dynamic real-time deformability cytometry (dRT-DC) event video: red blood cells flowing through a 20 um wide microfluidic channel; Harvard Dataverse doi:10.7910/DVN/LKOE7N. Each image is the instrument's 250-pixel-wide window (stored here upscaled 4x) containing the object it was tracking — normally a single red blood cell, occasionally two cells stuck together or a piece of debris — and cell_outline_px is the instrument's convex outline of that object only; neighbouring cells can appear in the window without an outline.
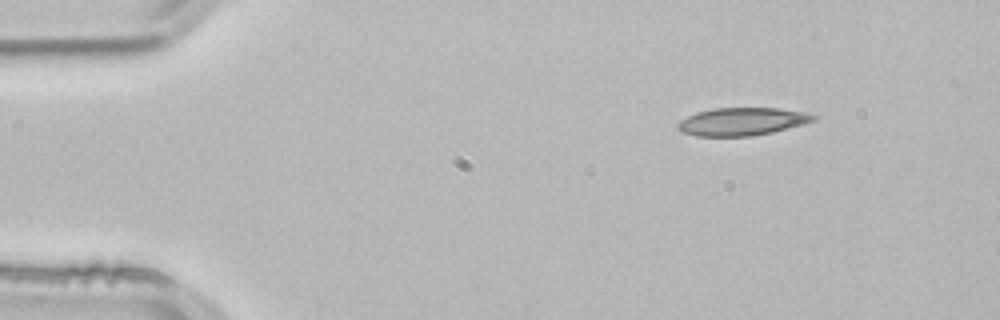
{"species": "common noctule bat (a hibernating species)", "species_latin": "Nyctalus noctula", "temperature_condition": "room temperature", "stored_images_in_passage": 3, "camera_frame_rate_fps": 3000, "um_per_image_px": 0.085, "animal": {"sex": "male", "body_mass_g": 21.5, "forearm_length_mm": 52.0}, "frame": {"image": 1, "passage_image": 1, "time_ms": 0.0, "image_size_px": [1000, 320], "cell_outline_px": [[820, 116], [816, 120], [804, 124], [772, 132], [752, 136], [696, 136], [684, 132], [676, 128], [676, 124], [680, 120], [696, 112], [712, 108], [780, 108], [808, 112]], "centroid_in_image_um": [63.12, 10.32], "position_along_channel_um": 21.9, "area_um2": 22.25}}
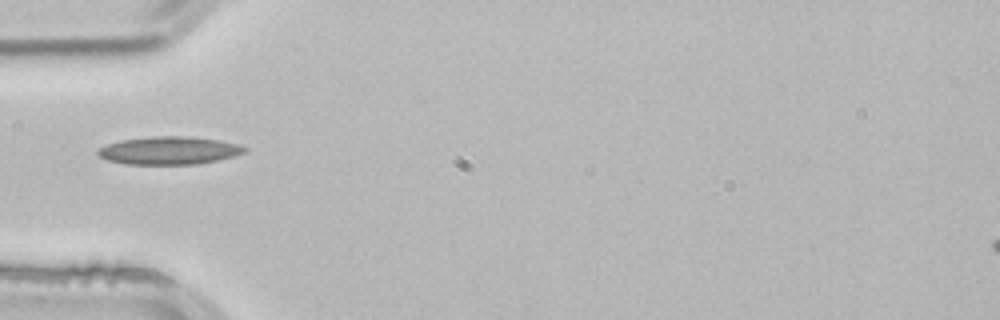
{"frame": {"image": 2, "passage_image": 3, "time_ms": 0.667, "image_size_px": [1000, 320], "cell_outline_px": [[248, 152], [216, 160], [196, 164], [124, 164], [108, 160], [100, 156], [96, 152], [100, 148], [108, 144], [120, 140], [152, 136], [188, 136], [220, 140], [240, 144], [248, 148]], "centroid_in_image_um": [14.41, 12.78], "position_along_channel_um": 70.6, "area_um2": 23.87}}